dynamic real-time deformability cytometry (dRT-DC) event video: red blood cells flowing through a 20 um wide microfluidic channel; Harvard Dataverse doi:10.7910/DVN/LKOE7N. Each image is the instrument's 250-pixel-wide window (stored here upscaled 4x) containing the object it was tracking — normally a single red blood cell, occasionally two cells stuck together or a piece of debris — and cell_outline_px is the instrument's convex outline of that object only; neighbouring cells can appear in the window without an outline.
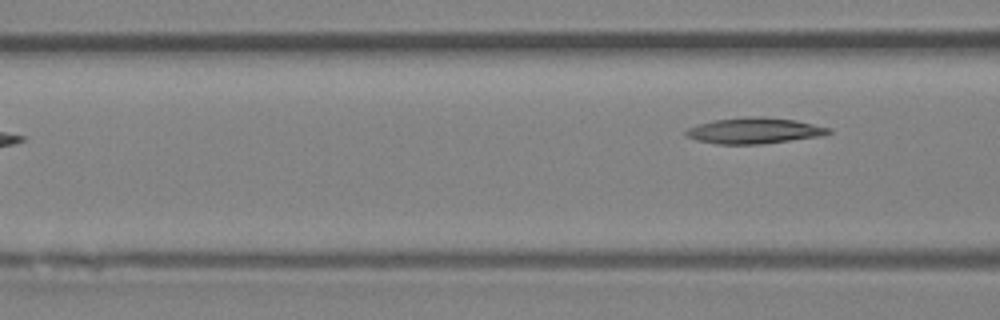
{"species": "Egyptian fruit bat (a non-hibernating species)", "species_latin": "Rousettus aegyptiacus", "temperature_condition": "room temperature", "stored_images_in_passage": 3, "camera_frame_rate_fps": 3000, "um_per_image_px": 0.085, "animal": {"sex": "female"}, "frame": {"image": 1, "passage_image": 3, "time_ms": 3.0, "image_size_px": [1000, 320], "cell_outline_px": [[832, 132], [816, 136], [760, 144], [716, 144], [696, 140], [688, 136], [684, 132], [688, 128], [712, 120], [744, 116], [760, 116], [796, 120], [832, 128]], "centroid_in_image_um": [64.08, 11.09], "position_along_channel_um": 102.5, "area_um2": 21.39}}